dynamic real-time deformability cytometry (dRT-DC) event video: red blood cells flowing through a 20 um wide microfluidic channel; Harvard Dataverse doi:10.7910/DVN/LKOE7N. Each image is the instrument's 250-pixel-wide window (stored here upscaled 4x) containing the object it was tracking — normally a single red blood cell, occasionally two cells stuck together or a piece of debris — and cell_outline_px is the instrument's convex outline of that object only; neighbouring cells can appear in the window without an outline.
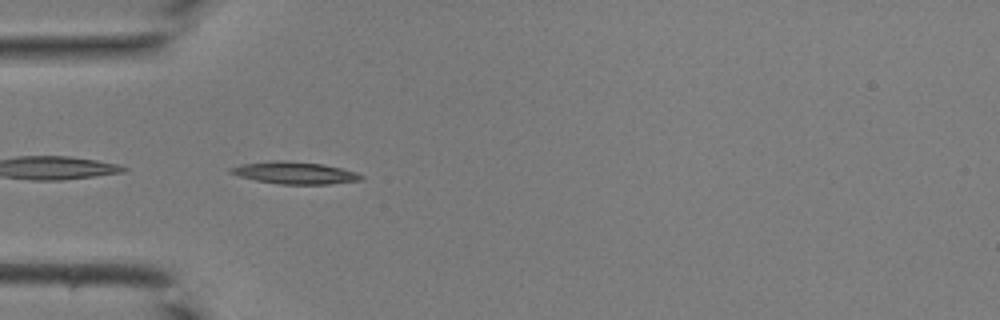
{"species": "common noctule bat (a hibernating species)", "species_latin": "Nyctalus noctula", "temperature_condition": "room temperature", "stored_images_in_passage": 30, "camera_frame_rate_fps": 3000, "um_per_image_px": 0.085, "animal": {"sex": "male", "body_mass_g": 19.0, "forearm_length_mm": 50.8}, "frame": {"image": 1, "passage_image": 1, "time_ms": 0.0, "image_size_px": [1000, 320], "cell_outline_px": [[364, 180], [328, 184], [280, 184], [256, 180], [240, 176], [228, 172], [228, 168], [244, 164], [280, 160], [284, 160], [320, 164], [340, 168], [356, 172], [364, 176]], "centroid_in_image_um": [25.08, 14.7], "position_along_channel_um": 59.9, "area_um2": 16.59}}
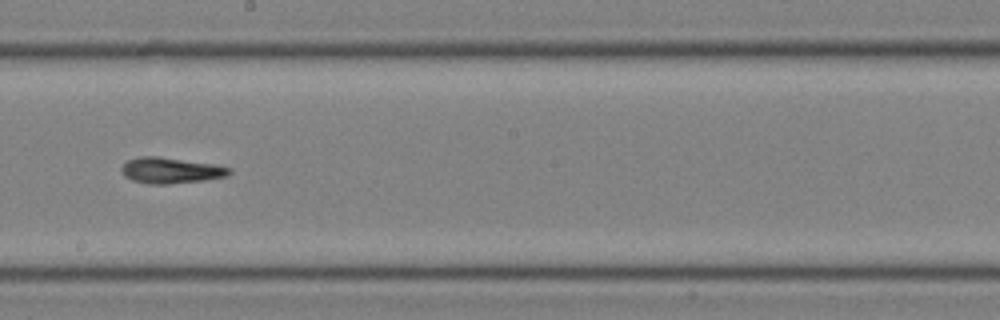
{"frame": {"image": 2, "passage_image": 12, "time_ms": 3.667, "image_size_px": [1000, 320], "cell_outline_px": [[232, 172], [228, 176], [204, 180], [168, 184], [148, 184], [132, 180], [124, 176], [120, 168], [128, 160], [140, 156], [156, 156], [212, 164], [232, 168]], "centroid_in_image_um": [14.51, 14.49], "position_along_channel_um": 233.7, "area_um2": 16.18}}
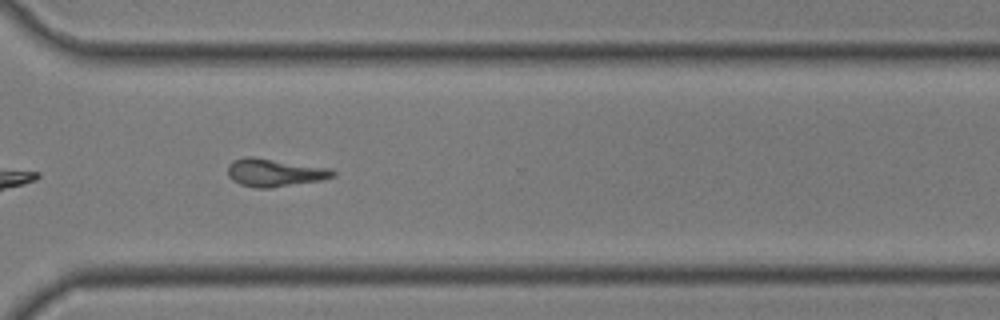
{"frame": {"image": 3, "passage_image": 19, "time_ms": 6.0, "image_size_px": [1000, 320], "cell_outline_px": [[336, 176], [320, 180], [268, 188], [256, 188], [240, 184], [232, 180], [228, 176], [228, 164], [232, 160], [244, 156], [252, 156], [328, 168], [336, 172]], "centroid_in_image_um": [23.29, 14.66], "position_along_channel_um": 347.3, "area_um2": 16.99}}